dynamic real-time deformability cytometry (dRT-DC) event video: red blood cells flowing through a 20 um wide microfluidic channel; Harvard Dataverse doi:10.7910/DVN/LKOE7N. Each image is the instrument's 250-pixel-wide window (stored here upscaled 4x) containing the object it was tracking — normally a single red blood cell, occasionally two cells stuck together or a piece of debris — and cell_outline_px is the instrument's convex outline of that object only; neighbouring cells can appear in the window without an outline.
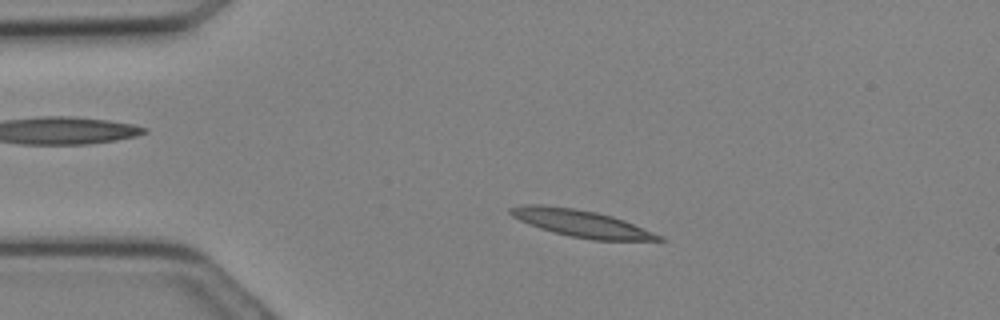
{"species": "Egyptian fruit bat (a non-hibernating species)", "species_latin": "Rousettus aegyptiacus", "temperature_condition": "cold", "stored_images_in_passage": 17, "camera_frame_rate_fps": 3000, "um_per_image_px": 0.085, "animal": {"sex": "female"}, "frame": {"image": 1, "passage_image": 5, "time_ms": 1.333, "image_size_px": [1000, 320], "cell_outline_px": [[664, 240], [592, 240], [572, 236], [540, 228], [528, 224], [512, 216], [508, 212], [508, 208], [524, 204], [540, 204], [572, 208], [596, 212], [612, 216], [624, 220], [652, 232], [660, 236]], "centroid_in_image_um": [49.33, 18.97], "position_along_channel_um": 35.7, "area_um2": 22.89}}
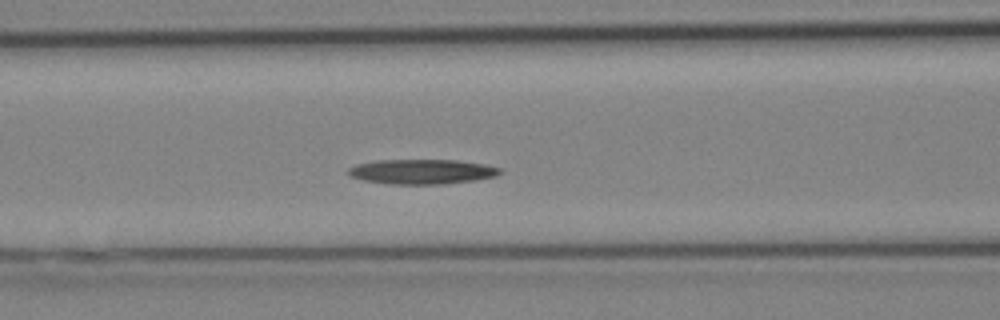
{"frame": {"image": 2, "passage_image": 11, "time_ms": 3.333, "image_size_px": [1000, 320], "cell_outline_px": [[500, 172], [496, 176], [472, 180], [444, 184], [388, 184], [364, 180], [348, 176], [348, 168], [356, 164], [376, 160], [456, 160], [484, 164], [500, 168]], "centroid_in_image_um": [35.8, 14.59], "position_along_channel_um": 130.8, "area_um2": 21.85}}
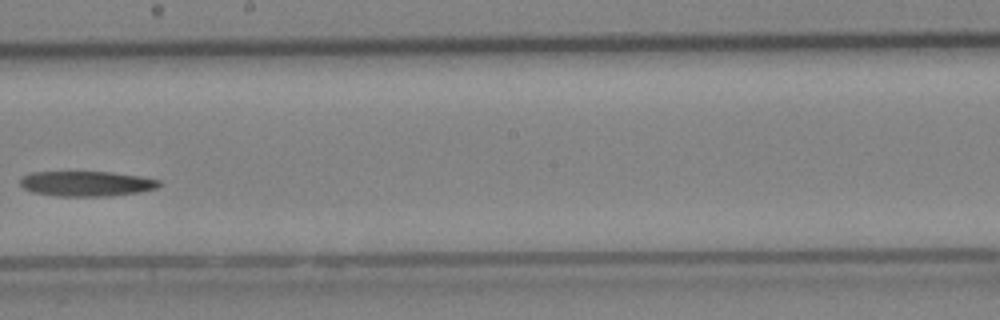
{"frame": {"image": 3, "passage_image": 16, "time_ms": 5.0, "image_size_px": [1000, 320], "cell_outline_px": [[160, 184], [156, 188], [140, 192], [112, 196], [56, 196], [32, 192], [24, 188], [20, 184], [20, 180], [28, 172], [112, 172], [140, 176], [160, 180]], "centroid_in_image_um": [7.35, 15.61], "position_along_channel_um": 240.9, "area_um2": 20.4}}